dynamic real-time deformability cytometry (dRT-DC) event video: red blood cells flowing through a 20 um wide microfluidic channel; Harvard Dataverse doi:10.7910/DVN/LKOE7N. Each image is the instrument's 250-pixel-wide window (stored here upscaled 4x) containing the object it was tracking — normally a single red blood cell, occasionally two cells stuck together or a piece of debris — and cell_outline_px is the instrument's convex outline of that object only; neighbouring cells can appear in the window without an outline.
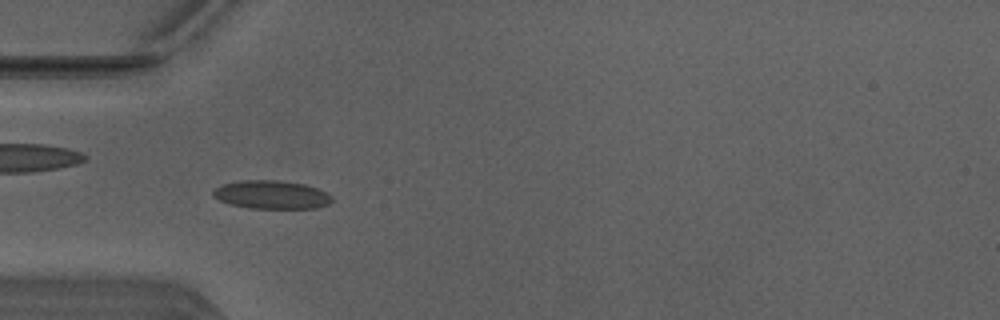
{"species": "Egyptian fruit bat (a non-hibernating species)", "species_latin": "Rousettus aegyptiacus", "temperature_condition": "warm", "stored_images_in_passage": 42, "camera_frame_rate_fps": 3000, "um_per_image_px": 0.085, "animal": {"sex": "male"}, "frame": {"image": 1, "passage_image": 8, "time_ms": 2.333, "image_size_px": [1000, 320], "cell_outline_px": [[332, 200], [328, 204], [316, 208], [248, 208], [228, 204], [212, 196], [212, 188], [220, 184], [240, 180], [280, 180], [304, 184], [316, 188], [332, 196]], "centroid_in_image_um": [23.0, 16.54], "position_along_channel_um": 62.0, "area_um2": 19.83}}
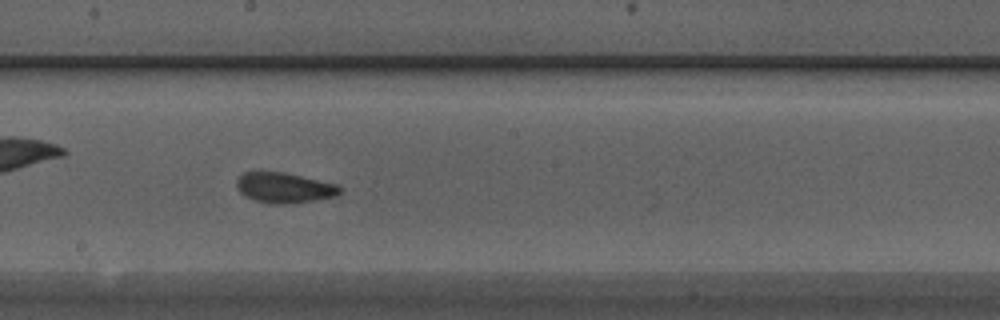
{"frame": {"image": 2, "passage_image": 20, "time_ms": 6.333, "image_size_px": [1000, 320], "cell_outline_px": [[344, 188], [336, 196], [292, 204], [272, 204], [256, 200], [244, 196], [236, 188], [236, 180], [244, 172], [284, 172], [340, 184]], "centroid_in_image_um": [24.2, 15.96], "position_along_channel_um": 224.0, "area_um2": 18.5}}
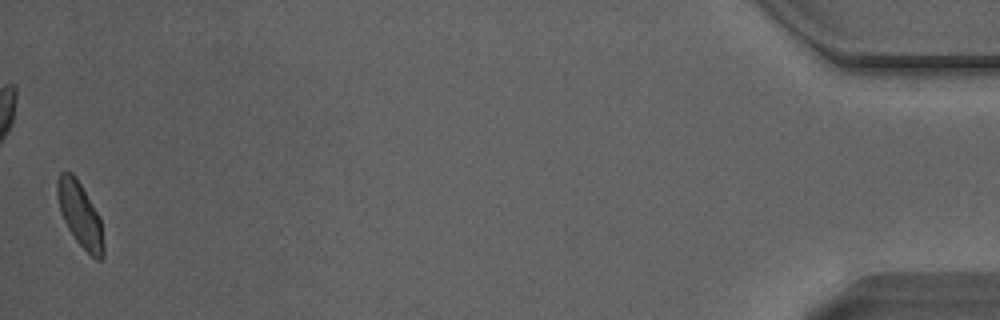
{"frame": {"image": 3, "passage_image": 42, "time_ms": 13.667, "image_size_px": [1000, 320], "cell_outline_px": [[104, 256], [100, 260], [96, 260], [76, 240], [68, 228], [60, 212], [56, 192], [56, 180], [60, 172], [72, 172], [80, 184], [100, 216], [104, 244]], "centroid_in_image_um": [6.8, 18.24], "position_along_channel_um": 428.4, "area_um2": 17.34}, "authors_computed_cell_mechanics": {"area_um2": 18.4093, "velocity_mm_per_s": 4.1068, "shape_relaxation_time_tau1_ms": 2.5734, "shape_relaxation_time_tau2_ms": 1.1391, "deformation_change_tau1": 0.1114, "deformation_change_tau2": 0.0812}}